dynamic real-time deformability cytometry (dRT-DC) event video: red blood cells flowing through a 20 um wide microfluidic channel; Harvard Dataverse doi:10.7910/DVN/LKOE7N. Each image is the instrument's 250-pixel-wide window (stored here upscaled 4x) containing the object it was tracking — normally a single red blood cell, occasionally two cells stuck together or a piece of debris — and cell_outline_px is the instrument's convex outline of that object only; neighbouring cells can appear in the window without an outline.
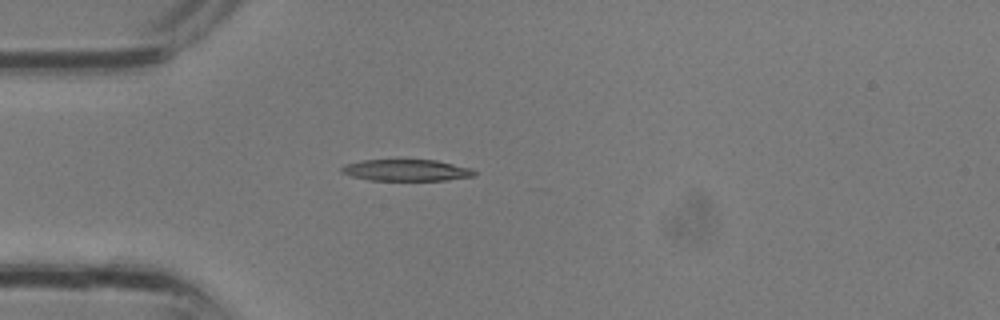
{"species": "common noctule bat (a hibernating species)", "species_latin": "Nyctalus noctula", "temperature_condition": "room temperature", "stored_images_in_passage": 2, "camera_frame_rate_fps": 3000, "um_per_image_px": 0.085, "animal": {"sex": "male", "body_mass_g": 13.3}, "frame": {"image": 1, "passage_image": 2, "time_ms": 0.333, "image_size_px": [1000, 320], "cell_outline_px": [[476, 176], [448, 180], [368, 180], [352, 176], [340, 172], [340, 168], [344, 164], [360, 160], [436, 160], [472, 168], [476, 172]], "centroid_in_image_um": [34.54, 14.47], "position_along_channel_um": 50.5, "area_um2": 16.76}}